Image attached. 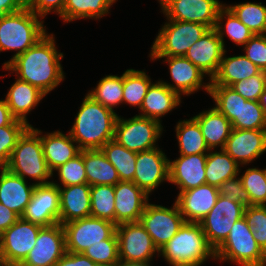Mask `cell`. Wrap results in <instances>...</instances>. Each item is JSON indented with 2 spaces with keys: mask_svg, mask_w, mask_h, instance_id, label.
<instances>
[{
  "mask_svg": "<svg viewBox=\"0 0 266 266\" xmlns=\"http://www.w3.org/2000/svg\"><path fill=\"white\" fill-rule=\"evenodd\" d=\"M59 51L55 34L47 32L2 69L8 71L7 76L14 74L19 80L28 82L47 96L66 78L61 63L64 53Z\"/></svg>",
  "mask_w": 266,
  "mask_h": 266,
  "instance_id": "6da1fadb",
  "label": "cell"
},
{
  "mask_svg": "<svg viewBox=\"0 0 266 266\" xmlns=\"http://www.w3.org/2000/svg\"><path fill=\"white\" fill-rule=\"evenodd\" d=\"M68 130L81 150L100 149L114 139L118 113L104 107L87 93Z\"/></svg>",
  "mask_w": 266,
  "mask_h": 266,
  "instance_id": "7a4b0ae2",
  "label": "cell"
},
{
  "mask_svg": "<svg viewBox=\"0 0 266 266\" xmlns=\"http://www.w3.org/2000/svg\"><path fill=\"white\" fill-rule=\"evenodd\" d=\"M45 20L27 7L0 16V53L13 51L9 60L2 64L5 67L13 58L31 48L48 31Z\"/></svg>",
  "mask_w": 266,
  "mask_h": 266,
  "instance_id": "3957f363",
  "label": "cell"
},
{
  "mask_svg": "<svg viewBox=\"0 0 266 266\" xmlns=\"http://www.w3.org/2000/svg\"><path fill=\"white\" fill-rule=\"evenodd\" d=\"M6 169L35 185L51 183L52 172L44 157L41 137L31 126L18 138Z\"/></svg>",
  "mask_w": 266,
  "mask_h": 266,
  "instance_id": "277c9868",
  "label": "cell"
},
{
  "mask_svg": "<svg viewBox=\"0 0 266 266\" xmlns=\"http://www.w3.org/2000/svg\"><path fill=\"white\" fill-rule=\"evenodd\" d=\"M165 263L204 265L215 261V250L207 242L200 223L185 222L175 236L159 250Z\"/></svg>",
  "mask_w": 266,
  "mask_h": 266,
  "instance_id": "5b68a950",
  "label": "cell"
},
{
  "mask_svg": "<svg viewBox=\"0 0 266 266\" xmlns=\"http://www.w3.org/2000/svg\"><path fill=\"white\" fill-rule=\"evenodd\" d=\"M215 259L236 266H266V253L257 244L244 217L233 224L225 241L215 250Z\"/></svg>",
  "mask_w": 266,
  "mask_h": 266,
  "instance_id": "8992f818",
  "label": "cell"
},
{
  "mask_svg": "<svg viewBox=\"0 0 266 266\" xmlns=\"http://www.w3.org/2000/svg\"><path fill=\"white\" fill-rule=\"evenodd\" d=\"M151 45L148 57L184 56L188 49L209 30L203 24L165 20Z\"/></svg>",
  "mask_w": 266,
  "mask_h": 266,
  "instance_id": "52a82bcc",
  "label": "cell"
},
{
  "mask_svg": "<svg viewBox=\"0 0 266 266\" xmlns=\"http://www.w3.org/2000/svg\"><path fill=\"white\" fill-rule=\"evenodd\" d=\"M121 116L117 118L114 135V140L120 145L134 152L159 147L158 141L165 131L162 123L137 114L131 118Z\"/></svg>",
  "mask_w": 266,
  "mask_h": 266,
  "instance_id": "ba28073f",
  "label": "cell"
},
{
  "mask_svg": "<svg viewBox=\"0 0 266 266\" xmlns=\"http://www.w3.org/2000/svg\"><path fill=\"white\" fill-rule=\"evenodd\" d=\"M65 232L66 252L84 253L92 245L110 239L117 225L93 216L62 224Z\"/></svg>",
  "mask_w": 266,
  "mask_h": 266,
  "instance_id": "9c48e42d",
  "label": "cell"
},
{
  "mask_svg": "<svg viewBox=\"0 0 266 266\" xmlns=\"http://www.w3.org/2000/svg\"><path fill=\"white\" fill-rule=\"evenodd\" d=\"M149 58L151 62L162 60L161 63L167 64L172 84L167 80H162V78L159 80L176 92L182 99L200 90L209 95V78L185 56Z\"/></svg>",
  "mask_w": 266,
  "mask_h": 266,
  "instance_id": "30bf717a",
  "label": "cell"
},
{
  "mask_svg": "<svg viewBox=\"0 0 266 266\" xmlns=\"http://www.w3.org/2000/svg\"><path fill=\"white\" fill-rule=\"evenodd\" d=\"M42 226L20 217L0 235V266H19L34 248Z\"/></svg>",
  "mask_w": 266,
  "mask_h": 266,
  "instance_id": "8fae6325",
  "label": "cell"
},
{
  "mask_svg": "<svg viewBox=\"0 0 266 266\" xmlns=\"http://www.w3.org/2000/svg\"><path fill=\"white\" fill-rule=\"evenodd\" d=\"M116 235L120 262L153 264L154 258H159L158 248L140 221L118 224Z\"/></svg>",
  "mask_w": 266,
  "mask_h": 266,
  "instance_id": "7c38bea8",
  "label": "cell"
},
{
  "mask_svg": "<svg viewBox=\"0 0 266 266\" xmlns=\"http://www.w3.org/2000/svg\"><path fill=\"white\" fill-rule=\"evenodd\" d=\"M139 221L158 250L168 243L186 222L175 201L171 207L149 201Z\"/></svg>",
  "mask_w": 266,
  "mask_h": 266,
  "instance_id": "4fadbf2b",
  "label": "cell"
},
{
  "mask_svg": "<svg viewBox=\"0 0 266 266\" xmlns=\"http://www.w3.org/2000/svg\"><path fill=\"white\" fill-rule=\"evenodd\" d=\"M245 207L219 195L210 212L199 222L209 245L216 250L227 238L235 222L244 215Z\"/></svg>",
  "mask_w": 266,
  "mask_h": 266,
  "instance_id": "5bb4252c",
  "label": "cell"
},
{
  "mask_svg": "<svg viewBox=\"0 0 266 266\" xmlns=\"http://www.w3.org/2000/svg\"><path fill=\"white\" fill-rule=\"evenodd\" d=\"M224 5L219 0H165L159 10L166 20L196 22L211 29Z\"/></svg>",
  "mask_w": 266,
  "mask_h": 266,
  "instance_id": "9a60e30c",
  "label": "cell"
},
{
  "mask_svg": "<svg viewBox=\"0 0 266 266\" xmlns=\"http://www.w3.org/2000/svg\"><path fill=\"white\" fill-rule=\"evenodd\" d=\"M160 147L137 152L133 182L150 197L163 183H169V157Z\"/></svg>",
  "mask_w": 266,
  "mask_h": 266,
  "instance_id": "2e32d148",
  "label": "cell"
},
{
  "mask_svg": "<svg viewBox=\"0 0 266 266\" xmlns=\"http://www.w3.org/2000/svg\"><path fill=\"white\" fill-rule=\"evenodd\" d=\"M65 253L63 225L58 223L42 227L38 232L34 248L19 266H55Z\"/></svg>",
  "mask_w": 266,
  "mask_h": 266,
  "instance_id": "e0dca14e",
  "label": "cell"
},
{
  "mask_svg": "<svg viewBox=\"0 0 266 266\" xmlns=\"http://www.w3.org/2000/svg\"><path fill=\"white\" fill-rule=\"evenodd\" d=\"M60 191L54 183L36 185L22 218L48 227L59 223Z\"/></svg>",
  "mask_w": 266,
  "mask_h": 266,
  "instance_id": "ac0fdd59",
  "label": "cell"
},
{
  "mask_svg": "<svg viewBox=\"0 0 266 266\" xmlns=\"http://www.w3.org/2000/svg\"><path fill=\"white\" fill-rule=\"evenodd\" d=\"M223 150L239 165L250 166L266 152V129H232Z\"/></svg>",
  "mask_w": 266,
  "mask_h": 266,
  "instance_id": "d6986e66",
  "label": "cell"
},
{
  "mask_svg": "<svg viewBox=\"0 0 266 266\" xmlns=\"http://www.w3.org/2000/svg\"><path fill=\"white\" fill-rule=\"evenodd\" d=\"M206 160L207 153L178 155L174 160L169 158V183L175 185L178 192L205 184Z\"/></svg>",
  "mask_w": 266,
  "mask_h": 266,
  "instance_id": "ffe728a7",
  "label": "cell"
},
{
  "mask_svg": "<svg viewBox=\"0 0 266 266\" xmlns=\"http://www.w3.org/2000/svg\"><path fill=\"white\" fill-rule=\"evenodd\" d=\"M225 49L214 28L205 32L184 55L211 81L216 75Z\"/></svg>",
  "mask_w": 266,
  "mask_h": 266,
  "instance_id": "44dd1931",
  "label": "cell"
},
{
  "mask_svg": "<svg viewBox=\"0 0 266 266\" xmlns=\"http://www.w3.org/2000/svg\"><path fill=\"white\" fill-rule=\"evenodd\" d=\"M149 198L133 181H119L115 185V224L138 222Z\"/></svg>",
  "mask_w": 266,
  "mask_h": 266,
  "instance_id": "7402d4cb",
  "label": "cell"
},
{
  "mask_svg": "<svg viewBox=\"0 0 266 266\" xmlns=\"http://www.w3.org/2000/svg\"><path fill=\"white\" fill-rule=\"evenodd\" d=\"M218 196V187L205 183L196 188L178 192L175 202L186 222L199 223L213 208Z\"/></svg>",
  "mask_w": 266,
  "mask_h": 266,
  "instance_id": "603a6c76",
  "label": "cell"
},
{
  "mask_svg": "<svg viewBox=\"0 0 266 266\" xmlns=\"http://www.w3.org/2000/svg\"><path fill=\"white\" fill-rule=\"evenodd\" d=\"M31 127L41 137L44 157L51 172L80 154L81 149L68 131L44 132L33 125Z\"/></svg>",
  "mask_w": 266,
  "mask_h": 266,
  "instance_id": "cb8c5ba5",
  "label": "cell"
},
{
  "mask_svg": "<svg viewBox=\"0 0 266 266\" xmlns=\"http://www.w3.org/2000/svg\"><path fill=\"white\" fill-rule=\"evenodd\" d=\"M181 103L182 98L158 79L148 88L137 115L162 123L161 118L178 109Z\"/></svg>",
  "mask_w": 266,
  "mask_h": 266,
  "instance_id": "d4e9b609",
  "label": "cell"
},
{
  "mask_svg": "<svg viewBox=\"0 0 266 266\" xmlns=\"http://www.w3.org/2000/svg\"><path fill=\"white\" fill-rule=\"evenodd\" d=\"M9 172L0 169V203L17 213L20 217L30 203L35 184Z\"/></svg>",
  "mask_w": 266,
  "mask_h": 266,
  "instance_id": "484cf974",
  "label": "cell"
},
{
  "mask_svg": "<svg viewBox=\"0 0 266 266\" xmlns=\"http://www.w3.org/2000/svg\"><path fill=\"white\" fill-rule=\"evenodd\" d=\"M45 97L47 96L38 88L16 77L15 82L6 92L5 101L16 119L32 126L28 120V115L38 107Z\"/></svg>",
  "mask_w": 266,
  "mask_h": 266,
  "instance_id": "4316f807",
  "label": "cell"
},
{
  "mask_svg": "<svg viewBox=\"0 0 266 266\" xmlns=\"http://www.w3.org/2000/svg\"><path fill=\"white\" fill-rule=\"evenodd\" d=\"M58 188L60 191V224L90 216L91 186L89 184L58 186Z\"/></svg>",
  "mask_w": 266,
  "mask_h": 266,
  "instance_id": "83f0119b",
  "label": "cell"
},
{
  "mask_svg": "<svg viewBox=\"0 0 266 266\" xmlns=\"http://www.w3.org/2000/svg\"><path fill=\"white\" fill-rule=\"evenodd\" d=\"M193 118L198 122L209 149H223L233 129L231 122L214 106L200 111Z\"/></svg>",
  "mask_w": 266,
  "mask_h": 266,
  "instance_id": "f1b7e54d",
  "label": "cell"
},
{
  "mask_svg": "<svg viewBox=\"0 0 266 266\" xmlns=\"http://www.w3.org/2000/svg\"><path fill=\"white\" fill-rule=\"evenodd\" d=\"M224 51L219 69L210 81V85L231 87L234 83L259 74L262 70L250 61L244 54L226 55Z\"/></svg>",
  "mask_w": 266,
  "mask_h": 266,
  "instance_id": "f546056e",
  "label": "cell"
},
{
  "mask_svg": "<svg viewBox=\"0 0 266 266\" xmlns=\"http://www.w3.org/2000/svg\"><path fill=\"white\" fill-rule=\"evenodd\" d=\"M118 0H66L63 12L59 18L63 23H73L79 19L100 21L108 16L111 7Z\"/></svg>",
  "mask_w": 266,
  "mask_h": 266,
  "instance_id": "4dcf8cb0",
  "label": "cell"
},
{
  "mask_svg": "<svg viewBox=\"0 0 266 266\" xmlns=\"http://www.w3.org/2000/svg\"><path fill=\"white\" fill-rule=\"evenodd\" d=\"M83 161L87 184L115 186L119 175L115 167L108 161L100 149L83 150Z\"/></svg>",
  "mask_w": 266,
  "mask_h": 266,
  "instance_id": "1f68e13d",
  "label": "cell"
},
{
  "mask_svg": "<svg viewBox=\"0 0 266 266\" xmlns=\"http://www.w3.org/2000/svg\"><path fill=\"white\" fill-rule=\"evenodd\" d=\"M240 167L223 149L210 150L205 165L206 184L219 187L225 180L239 175Z\"/></svg>",
  "mask_w": 266,
  "mask_h": 266,
  "instance_id": "d6a6232c",
  "label": "cell"
},
{
  "mask_svg": "<svg viewBox=\"0 0 266 266\" xmlns=\"http://www.w3.org/2000/svg\"><path fill=\"white\" fill-rule=\"evenodd\" d=\"M174 127L179 155L202 154L210 151L198 122L193 117L179 119Z\"/></svg>",
  "mask_w": 266,
  "mask_h": 266,
  "instance_id": "836d02e7",
  "label": "cell"
},
{
  "mask_svg": "<svg viewBox=\"0 0 266 266\" xmlns=\"http://www.w3.org/2000/svg\"><path fill=\"white\" fill-rule=\"evenodd\" d=\"M214 29L225 50L227 46L225 37H228L236 46L243 47L254 35L226 5L219 11Z\"/></svg>",
  "mask_w": 266,
  "mask_h": 266,
  "instance_id": "e575fe53",
  "label": "cell"
},
{
  "mask_svg": "<svg viewBox=\"0 0 266 266\" xmlns=\"http://www.w3.org/2000/svg\"><path fill=\"white\" fill-rule=\"evenodd\" d=\"M153 83L146 70L126 69L123 72L122 105L140 109L148 88Z\"/></svg>",
  "mask_w": 266,
  "mask_h": 266,
  "instance_id": "d590c367",
  "label": "cell"
},
{
  "mask_svg": "<svg viewBox=\"0 0 266 266\" xmlns=\"http://www.w3.org/2000/svg\"><path fill=\"white\" fill-rule=\"evenodd\" d=\"M97 82V85L87 91V94L104 107L116 112L117 109L115 110V108L122 105L123 73L122 75H105Z\"/></svg>",
  "mask_w": 266,
  "mask_h": 266,
  "instance_id": "8d00e7d4",
  "label": "cell"
},
{
  "mask_svg": "<svg viewBox=\"0 0 266 266\" xmlns=\"http://www.w3.org/2000/svg\"><path fill=\"white\" fill-rule=\"evenodd\" d=\"M100 150L115 167L120 181H133L137 152L128 150L114 139L108 141Z\"/></svg>",
  "mask_w": 266,
  "mask_h": 266,
  "instance_id": "74e56055",
  "label": "cell"
},
{
  "mask_svg": "<svg viewBox=\"0 0 266 266\" xmlns=\"http://www.w3.org/2000/svg\"><path fill=\"white\" fill-rule=\"evenodd\" d=\"M225 5L254 34H266V6L262 2H240Z\"/></svg>",
  "mask_w": 266,
  "mask_h": 266,
  "instance_id": "f35d334b",
  "label": "cell"
},
{
  "mask_svg": "<svg viewBox=\"0 0 266 266\" xmlns=\"http://www.w3.org/2000/svg\"><path fill=\"white\" fill-rule=\"evenodd\" d=\"M115 186L94 185L90 190V216L115 223Z\"/></svg>",
  "mask_w": 266,
  "mask_h": 266,
  "instance_id": "ab89813d",
  "label": "cell"
},
{
  "mask_svg": "<svg viewBox=\"0 0 266 266\" xmlns=\"http://www.w3.org/2000/svg\"><path fill=\"white\" fill-rule=\"evenodd\" d=\"M240 167L239 176L241 178L244 189L249 193L252 205H266V175L265 167L259 168L248 167L246 165ZM245 169L242 172L241 169ZM242 173V174H240Z\"/></svg>",
  "mask_w": 266,
  "mask_h": 266,
  "instance_id": "60d3db41",
  "label": "cell"
},
{
  "mask_svg": "<svg viewBox=\"0 0 266 266\" xmlns=\"http://www.w3.org/2000/svg\"><path fill=\"white\" fill-rule=\"evenodd\" d=\"M231 124L233 129H266V116L259 101L246 100L240 95L239 115Z\"/></svg>",
  "mask_w": 266,
  "mask_h": 266,
  "instance_id": "b9f144b4",
  "label": "cell"
},
{
  "mask_svg": "<svg viewBox=\"0 0 266 266\" xmlns=\"http://www.w3.org/2000/svg\"><path fill=\"white\" fill-rule=\"evenodd\" d=\"M213 106L222 113L230 122L239 115L240 94L232 87L223 85H210L209 95Z\"/></svg>",
  "mask_w": 266,
  "mask_h": 266,
  "instance_id": "7bdbcfd3",
  "label": "cell"
},
{
  "mask_svg": "<svg viewBox=\"0 0 266 266\" xmlns=\"http://www.w3.org/2000/svg\"><path fill=\"white\" fill-rule=\"evenodd\" d=\"M56 173V175H55ZM58 176L57 181L52 179V183L57 186H71L87 183L86 171L83 161V150L74 159H71L59 166L52 172V178Z\"/></svg>",
  "mask_w": 266,
  "mask_h": 266,
  "instance_id": "ee69618b",
  "label": "cell"
},
{
  "mask_svg": "<svg viewBox=\"0 0 266 266\" xmlns=\"http://www.w3.org/2000/svg\"><path fill=\"white\" fill-rule=\"evenodd\" d=\"M83 254L99 266H118L120 258L117 235L92 245Z\"/></svg>",
  "mask_w": 266,
  "mask_h": 266,
  "instance_id": "f6af8a7d",
  "label": "cell"
},
{
  "mask_svg": "<svg viewBox=\"0 0 266 266\" xmlns=\"http://www.w3.org/2000/svg\"><path fill=\"white\" fill-rule=\"evenodd\" d=\"M28 127L29 125L18 119L10 125L0 127V169L6 168L18 138Z\"/></svg>",
  "mask_w": 266,
  "mask_h": 266,
  "instance_id": "bcb514c9",
  "label": "cell"
},
{
  "mask_svg": "<svg viewBox=\"0 0 266 266\" xmlns=\"http://www.w3.org/2000/svg\"><path fill=\"white\" fill-rule=\"evenodd\" d=\"M243 217L251 227L257 244L266 253V205L245 207Z\"/></svg>",
  "mask_w": 266,
  "mask_h": 266,
  "instance_id": "7dc6e473",
  "label": "cell"
},
{
  "mask_svg": "<svg viewBox=\"0 0 266 266\" xmlns=\"http://www.w3.org/2000/svg\"><path fill=\"white\" fill-rule=\"evenodd\" d=\"M231 87L246 100L259 101L266 87V72L261 71L255 76L234 83Z\"/></svg>",
  "mask_w": 266,
  "mask_h": 266,
  "instance_id": "c3c4849f",
  "label": "cell"
},
{
  "mask_svg": "<svg viewBox=\"0 0 266 266\" xmlns=\"http://www.w3.org/2000/svg\"><path fill=\"white\" fill-rule=\"evenodd\" d=\"M241 50L250 61L266 72V34H254Z\"/></svg>",
  "mask_w": 266,
  "mask_h": 266,
  "instance_id": "681fc988",
  "label": "cell"
},
{
  "mask_svg": "<svg viewBox=\"0 0 266 266\" xmlns=\"http://www.w3.org/2000/svg\"><path fill=\"white\" fill-rule=\"evenodd\" d=\"M218 190L219 195L227 197L232 202H239L244 207L251 206L249 193L244 189L239 175L222 182Z\"/></svg>",
  "mask_w": 266,
  "mask_h": 266,
  "instance_id": "f907efd6",
  "label": "cell"
},
{
  "mask_svg": "<svg viewBox=\"0 0 266 266\" xmlns=\"http://www.w3.org/2000/svg\"><path fill=\"white\" fill-rule=\"evenodd\" d=\"M66 0H26V7L36 15L47 19L48 14L60 15Z\"/></svg>",
  "mask_w": 266,
  "mask_h": 266,
  "instance_id": "816d5d0a",
  "label": "cell"
},
{
  "mask_svg": "<svg viewBox=\"0 0 266 266\" xmlns=\"http://www.w3.org/2000/svg\"><path fill=\"white\" fill-rule=\"evenodd\" d=\"M55 266H99L83 253L66 252Z\"/></svg>",
  "mask_w": 266,
  "mask_h": 266,
  "instance_id": "f5cc1de1",
  "label": "cell"
},
{
  "mask_svg": "<svg viewBox=\"0 0 266 266\" xmlns=\"http://www.w3.org/2000/svg\"><path fill=\"white\" fill-rule=\"evenodd\" d=\"M19 218L20 216L17 213L0 203V235Z\"/></svg>",
  "mask_w": 266,
  "mask_h": 266,
  "instance_id": "db71d44e",
  "label": "cell"
},
{
  "mask_svg": "<svg viewBox=\"0 0 266 266\" xmlns=\"http://www.w3.org/2000/svg\"><path fill=\"white\" fill-rule=\"evenodd\" d=\"M26 7V0H0V16L20 11Z\"/></svg>",
  "mask_w": 266,
  "mask_h": 266,
  "instance_id": "11a10c76",
  "label": "cell"
},
{
  "mask_svg": "<svg viewBox=\"0 0 266 266\" xmlns=\"http://www.w3.org/2000/svg\"><path fill=\"white\" fill-rule=\"evenodd\" d=\"M15 119L16 118L11 114L5 99H0V127L10 125Z\"/></svg>",
  "mask_w": 266,
  "mask_h": 266,
  "instance_id": "9f6ffc18",
  "label": "cell"
},
{
  "mask_svg": "<svg viewBox=\"0 0 266 266\" xmlns=\"http://www.w3.org/2000/svg\"><path fill=\"white\" fill-rule=\"evenodd\" d=\"M118 266H153V264L144 262H120Z\"/></svg>",
  "mask_w": 266,
  "mask_h": 266,
  "instance_id": "6f0895ef",
  "label": "cell"
},
{
  "mask_svg": "<svg viewBox=\"0 0 266 266\" xmlns=\"http://www.w3.org/2000/svg\"><path fill=\"white\" fill-rule=\"evenodd\" d=\"M259 104L261 105L264 114L266 116V87L264 92L260 95Z\"/></svg>",
  "mask_w": 266,
  "mask_h": 266,
  "instance_id": "680465c9",
  "label": "cell"
},
{
  "mask_svg": "<svg viewBox=\"0 0 266 266\" xmlns=\"http://www.w3.org/2000/svg\"><path fill=\"white\" fill-rule=\"evenodd\" d=\"M169 266H203V265L190 264V263H170Z\"/></svg>",
  "mask_w": 266,
  "mask_h": 266,
  "instance_id": "91938a15",
  "label": "cell"
},
{
  "mask_svg": "<svg viewBox=\"0 0 266 266\" xmlns=\"http://www.w3.org/2000/svg\"><path fill=\"white\" fill-rule=\"evenodd\" d=\"M165 0H157V2L159 3V5L164 2Z\"/></svg>",
  "mask_w": 266,
  "mask_h": 266,
  "instance_id": "94428289",
  "label": "cell"
},
{
  "mask_svg": "<svg viewBox=\"0 0 266 266\" xmlns=\"http://www.w3.org/2000/svg\"><path fill=\"white\" fill-rule=\"evenodd\" d=\"M5 76H6L5 74L4 75H0V78L2 77L4 79Z\"/></svg>",
  "mask_w": 266,
  "mask_h": 266,
  "instance_id": "6125c7cd",
  "label": "cell"
}]
</instances>
